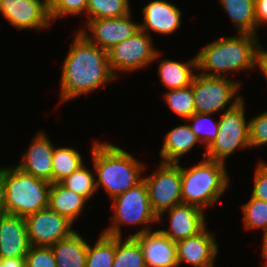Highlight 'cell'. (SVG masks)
I'll use <instances>...</instances> for the list:
<instances>
[{
	"mask_svg": "<svg viewBox=\"0 0 267 267\" xmlns=\"http://www.w3.org/2000/svg\"><path fill=\"white\" fill-rule=\"evenodd\" d=\"M62 65L60 102L92 93L116 76L110 69L108 52L93 44L78 30Z\"/></svg>",
	"mask_w": 267,
	"mask_h": 267,
	"instance_id": "1",
	"label": "cell"
},
{
	"mask_svg": "<svg viewBox=\"0 0 267 267\" xmlns=\"http://www.w3.org/2000/svg\"><path fill=\"white\" fill-rule=\"evenodd\" d=\"M263 49L259 36L253 34L220 37L197 53V72L208 77H224L225 73L255 69L260 67Z\"/></svg>",
	"mask_w": 267,
	"mask_h": 267,
	"instance_id": "2",
	"label": "cell"
},
{
	"mask_svg": "<svg viewBox=\"0 0 267 267\" xmlns=\"http://www.w3.org/2000/svg\"><path fill=\"white\" fill-rule=\"evenodd\" d=\"M90 152L97 190L102 187L111 200L143 180L146 166L123 148L97 140Z\"/></svg>",
	"mask_w": 267,
	"mask_h": 267,
	"instance_id": "3",
	"label": "cell"
},
{
	"mask_svg": "<svg viewBox=\"0 0 267 267\" xmlns=\"http://www.w3.org/2000/svg\"><path fill=\"white\" fill-rule=\"evenodd\" d=\"M226 165L222 162L203 158L194 166H181L182 203L205 210L215 205L229 186Z\"/></svg>",
	"mask_w": 267,
	"mask_h": 267,
	"instance_id": "4",
	"label": "cell"
},
{
	"mask_svg": "<svg viewBox=\"0 0 267 267\" xmlns=\"http://www.w3.org/2000/svg\"><path fill=\"white\" fill-rule=\"evenodd\" d=\"M51 184L17 166H5L4 188L8 214L27 217L48 207Z\"/></svg>",
	"mask_w": 267,
	"mask_h": 267,
	"instance_id": "5",
	"label": "cell"
},
{
	"mask_svg": "<svg viewBox=\"0 0 267 267\" xmlns=\"http://www.w3.org/2000/svg\"><path fill=\"white\" fill-rule=\"evenodd\" d=\"M112 209L114 210L111 220L112 226L104 229L102 232L115 237H122L121 225H144L141 230L130 235H136L152 231L151 224L158 222V217L152 211L148 190L144 179L136 186L128 189L125 193L120 194L111 200Z\"/></svg>",
	"mask_w": 267,
	"mask_h": 267,
	"instance_id": "6",
	"label": "cell"
},
{
	"mask_svg": "<svg viewBox=\"0 0 267 267\" xmlns=\"http://www.w3.org/2000/svg\"><path fill=\"white\" fill-rule=\"evenodd\" d=\"M245 101L237 105H230L223 112L219 120V129L216 138L205 149L203 158L225 164L231 154L240 148L250 149L249 121L245 120Z\"/></svg>",
	"mask_w": 267,
	"mask_h": 267,
	"instance_id": "7",
	"label": "cell"
},
{
	"mask_svg": "<svg viewBox=\"0 0 267 267\" xmlns=\"http://www.w3.org/2000/svg\"><path fill=\"white\" fill-rule=\"evenodd\" d=\"M242 82L224 77H208L195 74L192 89L195 99V113H217L230 103L237 105L243 97L237 94ZM232 101V102H231Z\"/></svg>",
	"mask_w": 267,
	"mask_h": 267,
	"instance_id": "8",
	"label": "cell"
},
{
	"mask_svg": "<svg viewBox=\"0 0 267 267\" xmlns=\"http://www.w3.org/2000/svg\"><path fill=\"white\" fill-rule=\"evenodd\" d=\"M152 211L163 219L169 209L182 203L181 165L179 163H163L154 173L144 177Z\"/></svg>",
	"mask_w": 267,
	"mask_h": 267,
	"instance_id": "9",
	"label": "cell"
},
{
	"mask_svg": "<svg viewBox=\"0 0 267 267\" xmlns=\"http://www.w3.org/2000/svg\"><path fill=\"white\" fill-rule=\"evenodd\" d=\"M160 53L154 47L149 33L139 29L108 51L110 69L116 77V71L134 72L159 59Z\"/></svg>",
	"mask_w": 267,
	"mask_h": 267,
	"instance_id": "10",
	"label": "cell"
},
{
	"mask_svg": "<svg viewBox=\"0 0 267 267\" xmlns=\"http://www.w3.org/2000/svg\"><path fill=\"white\" fill-rule=\"evenodd\" d=\"M25 221L31 246L51 247L76 231L70 220L49 207L28 215Z\"/></svg>",
	"mask_w": 267,
	"mask_h": 267,
	"instance_id": "11",
	"label": "cell"
},
{
	"mask_svg": "<svg viewBox=\"0 0 267 267\" xmlns=\"http://www.w3.org/2000/svg\"><path fill=\"white\" fill-rule=\"evenodd\" d=\"M85 25L79 29L83 35L107 52L140 29L139 23L132 21L131 13L124 17L89 19Z\"/></svg>",
	"mask_w": 267,
	"mask_h": 267,
	"instance_id": "12",
	"label": "cell"
},
{
	"mask_svg": "<svg viewBox=\"0 0 267 267\" xmlns=\"http://www.w3.org/2000/svg\"><path fill=\"white\" fill-rule=\"evenodd\" d=\"M0 14L20 30L42 31L52 24L47 0H2Z\"/></svg>",
	"mask_w": 267,
	"mask_h": 267,
	"instance_id": "13",
	"label": "cell"
},
{
	"mask_svg": "<svg viewBox=\"0 0 267 267\" xmlns=\"http://www.w3.org/2000/svg\"><path fill=\"white\" fill-rule=\"evenodd\" d=\"M213 233L205 227L198 234L176 242L178 266L186 263L193 267H214L219 247Z\"/></svg>",
	"mask_w": 267,
	"mask_h": 267,
	"instance_id": "14",
	"label": "cell"
},
{
	"mask_svg": "<svg viewBox=\"0 0 267 267\" xmlns=\"http://www.w3.org/2000/svg\"><path fill=\"white\" fill-rule=\"evenodd\" d=\"M167 212L170 228L159 230L174 242L194 236L207 227L204 210L197 206L181 203Z\"/></svg>",
	"mask_w": 267,
	"mask_h": 267,
	"instance_id": "15",
	"label": "cell"
},
{
	"mask_svg": "<svg viewBox=\"0 0 267 267\" xmlns=\"http://www.w3.org/2000/svg\"><path fill=\"white\" fill-rule=\"evenodd\" d=\"M142 249L147 267H179L176 242L160 230L134 236Z\"/></svg>",
	"mask_w": 267,
	"mask_h": 267,
	"instance_id": "16",
	"label": "cell"
},
{
	"mask_svg": "<svg viewBox=\"0 0 267 267\" xmlns=\"http://www.w3.org/2000/svg\"><path fill=\"white\" fill-rule=\"evenodd\" d=\"M55 147L47 135L40 131L34 136L26 153H23L22 162L16 166L36 178L52 183V157Z\"/></svg>",
	"mask_w": 267,
	"mask_h": 267,
	"instance_id": "17",
	"label": "cell"
},
{
	"mask_svg": "<svg viewBox=\"0 0 267 267\" xmlns=\"http://www.w3.org/2000/svg\"><path fill=\"white\" fill-rule=\"evenodd\" d=\"M25 217L0 218V259L25 257L30 248Z\"/></svg>",
	"mask_w": 267,
	"mask_h": 267,
	"instance_id": "18",
	"label": "cell"
},
{
	"mask_svg": "<svg viewBox=\"0 0 267 267\" xmlns=\"http://www.w3.org/2000/svg\"><path fill=\"white\" fill-rule=\"evenodd\" d=\"M143 24L140 29L148 33L171 35L181 27V10L166 0H152L142 9Z\"/></svg>",
	"mask_w": 267,
	"mask_h": 267,
	"instance_id": "19",
	"label": "cell"
},
{
	"mask_svg": "<svg viewBox=\"0 0 267 267\" xmlns=\"http://www.w3.org/2000/svg\"><path fill=\"white\" fill-rule=\"evenodd\" d=\"M200 142L189 124H181L168 131L160 149L163 163H180V157L192 150Z\"/></svg>",
	"mask_w": 267,
	"mask_h": 267,
	"instance_id": "20",
	"label": "cell"
},
{
	"mask_svg": "<svg viewBox=\"0 0 267 267\" xmlns=\"http://www.w3.org/2000/svg\"><path fill=\"white\" fill-rule=\"evenodd\" d=\"M57 267H85L88 243L77 231L50 247Z\"/></svg>",
	"mask_w": 267,
	"mask_h": 267,
	"instance_id": "21",
	"label": "cell"
},
{
	"mask_svg": "<svg viewBox=\"0 0 267 267\" xmlns=\"http://www.w3.org/2000/svg\"><path fill=\"white\" fill-rule=\"evenodd\" d=\"M87 199L64 187L60 182L52 183L49 190L48 207L66 217L73 224L81 214Z\"/></svg>",
	"mask_w": 267,
	"mask_h": 267,
	"instance_id": "22",
	"label": "cell"
},
{
	"mask_svg": "<svg viewBox=\"0 0 267 267\" xmlns=\"http://www.w3.org/2000/svg\"><path fill=\"white\" fill-rule=\"evenodd\" d=\"M197 71L196 55L188 62H177L171 59H163L158 65V75L166 89H181L192 84Z\"/></svg>",
	"mask_w": 267,
	"mask_h": 267,
	"instance_id": "23",
	"label": "cell"
},
{
	"mask_svg": "<svg viewBox=\"0 0 267 267\" xmlns=\"http://www.w3.org/2000/svg\"><path fill=\"white\" fill-rule=\"evenodd\" d=\"M238 33L257 36L255 0H219Z\"/></svg>",
	"mask_w": 267,
	"mask_h": 267,
	"instance_id": "24",
	"label": "cell"
},
{
	"mask_svg": "<svg viewBox=\"0 0 267 267\" xmlns=\"http://www.w3.org/2000/svg\"><path fill=\"white\" fill-rule=\"evenodd\" d=\"M84 165L82 156L72 147L54 148L52 157V183H58Z\"/></svg>",
	"mask_w": 267,
	"mask_h": 267,
	"instance_id": "25",
	"label": "cell"
},
{
	"mask_svg": "<svg viewBox=\"0 0 267 267\" xmlns=\"http://www.w3.org/2000/svg\"><path fill=\"white\" fill-rule=\"evenodd\" d=\"M115 237V256L112 267H147L139 242L128 236Z\"/></svg>",
	"mask_w": 267,
	"mask_h": 267,
	"instance_id": "26",
	"label": "cell"
},
{
	"mask_svg": "<svg viewBox=\"0 0 267 267\" xmlns=\"http://www.w3.org/2000/svg\"><path fill=\"white\" fill-rule=\"evenodd\" d=\"M115 256V236L101 232L92 247L88 243L85 267H112Z\"/></svg>",
	"mask_w": 267,
	"mask_h": 267,
	"instance_id": "27",
	"label": "cell"
},
{
	"mask_svg": "<svg viewBox=\"0 0 267 267\" xmlns=\"http://www.w3.org/2000/svg\"><path fill=\"white\" fill-rule=\"evenodd\" d=\"M131 13L129 0H88L89 19L124 17Z\"/></svg>",
	"mask_w": 267,
	"mask_h": 267,
	"instance_id": "28",
	"label": "cell"
},
{
	"mask_svg": "<svg viewBox=\"0 0 267 267\" xmlns=\"http://www.w3.org/2000/svg\"><path fill=\"white\" fill-rule=\"evenodd\" d=\"M164 99L171 112L187 120L195 113V99L192 84L181 89H171Z\"/></svg>",
	"mask_w": 267,
	"mask_h": 267,
	"instance_id": "29",
	"label": "cell"
},
{
	"mask_svg": "<svg viewBox=\"0 0 267 267\" xmlns=\"http://www.w3.org/2000/svg\"><path fill=\"white\" fill-rule=\"evenodd\" d=\"M95 175L91 170L82 165L78 170L74 171L70 176L65 177L60 183L74 191L77 194L84 196L89 200L92 195L97 192Z\"/></svg>",
	"mask_w": 267,
	"mask_h": 267,
	"instance_id": "30",
	"label": "cell"
},
{
	"mask_svg": "<svg viewBox=\"0 0 267 267\" xmlns=\"http://www.w3.org/2000/svg\"><path fill=\"white\" fill-rule=\"evenodd\" d=\"M245 229H263L267 232V202L251 196L249 201L242 205Z\"/></svg>",
	"mask_w": 267,
	"mask_h": 267,
	"instance_id": "31",
	"label": "cell"
},
{
	"mask_svg": "<svg viewBox=\"0 0 267 267\" xmlns=\"http://www.w3.org/2000/svg\"><path fill=\"white\" fill-rule=\"evenodd\" d=\"M212 114L194 113L186 121L191 122V130L199 138L200 142L205 144V149L216 138L219 129V120L211 119Z\"/></svg>",
	"mask_w": 267,
	"mask_h": 267,
	"instance_id": "32",
	"label": "cell"
},
{
	"mask_svg": "<svg viewBox=\"0 0 267 267\" xmlns=\"http://www.w3.org/2000/svg\"><path fill=\"white\" fill-rule=\"evenodd\" d=\"M51 21L63 16L86 15L88 0H47Z\"/></svg>",
	"mask_w": 267,
	"mask_h": 267,
	"instance_id": "33",
	"label": "cell"
},
{
	"mask_svg": "<svg viewBox=\"0 0 267 267\" xmlns=\"http://www.w3.org/2000/svg\"><path fill=\"white\" fill-rule=\"evenodd\" d=\"M26 267H57L50 247L30 246L25 256Z\"/></svg>",
	"mask_w": 267,
	"mask_h": 267,
	"instance_id": "34",
	"label": "cell"
},
{
	"mask_svg": "<svg viewBox=\"0 0 267 267\" xmlns=\"http://www.w3.org/2000/svg\"><path fill=\"white\" fill-rule=\"evenodd\" d=\"M249 143L250 148L267 145L266 111L249 120Z\"/></svg>",
	"mask_w": 267,
	"mask_h": 267,
	"instance_id": "35",
	"label": "cell"
},
{
	"mask_svg": "<svg viewBox=\"0 0 267 267\" xmlns=\"http://www.w3.org/2000/svg\"><path fill=\"white\" fill-rule=\"evenodd\" d=\"M256 167L251 196L267 202V163L261 160Z\"/></svg>",
	"mask_w": 267,
	"mask_h": 267,
	"instance_id": "36",
	"label": "cell"
},
{
	"mask_svg": "<svg viewBox=\"0 0 267 267\" xmlns=\"http://www.w3.org/2000/svg\"><path fill=\"white\" fill-rule=\"evenodd\" d=\"M255 14L257 28L262 24H267V0H256L255 1Z\"/></svg>",
	"mask_w": 267,
	"mask_h": 267,
	"instance_id": "37",
	"label": "cell"
},
{
	"mask_svg": "<svg viewBox=\"0 0 267 267\" xmlns=\"http://www.w3.org/2000/svg\"><path fill=\"white\" fill-rule=\"evenodd\" d=\"M0 218L7 215L8 211L5 203V188H4V167L0 166Z\"/></svg>",
	"mask_w": 267,
	"mask_h": 267,
	"instance_id": "38",
	"label": "cell"
},
{
	"mask_svg": "<svg viewBox=\"0 0 267 267\" xmlns=\"http://www.w3.org/2000/svg\"><path fill=\"white\" fill-rule=\"evenodd\" d=\"M2 267H26L25 257L1 259Z\"/></svg>",
	"mask_w": 267,
	"mask_h": 267,
	"instance_id": "39",
	"label": "cell"
},
{
	"mask_svg": "<svg viewBox=\"0 0 267 267\" xmlns=\"http://www.w3.org/2000/svg\"><path fill=\"white\" fill-rule=\"evenodd\" d=\"M262 75L265 76L264 78L267 79V52L262 53L260 58V67ZM267 81V80H266Z\"/></svg>",
	"mask_w": 267,
	"mask_h": 267,
	"instance_id": "40",
	"label": "cell"
},
{
	"mask_svg": "<svg viewBox=\"0 0 267 267\" xmlns=\"http://www.w3.org/2000/svg\"><path fill=\"white\" fill-rule=\"evenodd\" d=\"M262 257H267V232L263 235Z\"/></svg>",
	"mask_w": 267,
	"mask_h": 267,
	"instance_id": "41",
	"label": "cell"
},
{
	"mask_svg": "<svg viewBox=\"0 0 267 267\" xmlns=\"http://www.w3.org/2000/svg\"><path fill=\"white\" fill-rule=\"evenodd\" d=\"M266 260V264L263 267H267V257H263Z\"/></svg>",
	"mask_w": 267,
	"mask_h": 267,
	"instance_id": "42",
	"label": "cell"
}]
</instances>
